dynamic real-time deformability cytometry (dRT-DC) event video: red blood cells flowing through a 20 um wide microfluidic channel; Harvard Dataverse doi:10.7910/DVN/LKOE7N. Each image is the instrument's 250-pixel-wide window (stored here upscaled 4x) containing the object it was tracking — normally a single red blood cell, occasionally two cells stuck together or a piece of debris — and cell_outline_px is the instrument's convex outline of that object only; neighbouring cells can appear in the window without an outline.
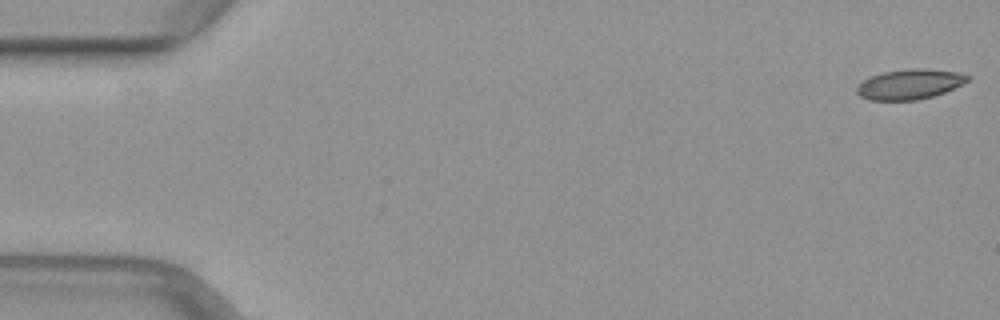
{"species": "common noctule bat (a hibernating species)", "species_latin": "Nyctalus noctula", "temperature_condition": "warm", "stored_images_in_passage": 13, "camera_frame_rate_fps": 3000, "um_per_image_px": 0.085, "animal": {"sex": "female", "body_mass_g": 29.2, "forearm_length_mm": 56.3}, "frame": {"image": 1, "passage_image": 1, "time_ms": 0.0, "image_size_px": [1000, 320], "cell_outline_px": [[972, 76], [968, 80], [944, 92], [932, 96], [916, 100], [868, 100], [860, 96], [856, 92], [856, 88], [864, 80], [872, 76], [884, 72], [912, 68], [924, 68], [956, 72]], "centroid_in_image_um": [77.3, 7.16], "position_along_channel_um": 7.7, "area_um2": 19.13}}